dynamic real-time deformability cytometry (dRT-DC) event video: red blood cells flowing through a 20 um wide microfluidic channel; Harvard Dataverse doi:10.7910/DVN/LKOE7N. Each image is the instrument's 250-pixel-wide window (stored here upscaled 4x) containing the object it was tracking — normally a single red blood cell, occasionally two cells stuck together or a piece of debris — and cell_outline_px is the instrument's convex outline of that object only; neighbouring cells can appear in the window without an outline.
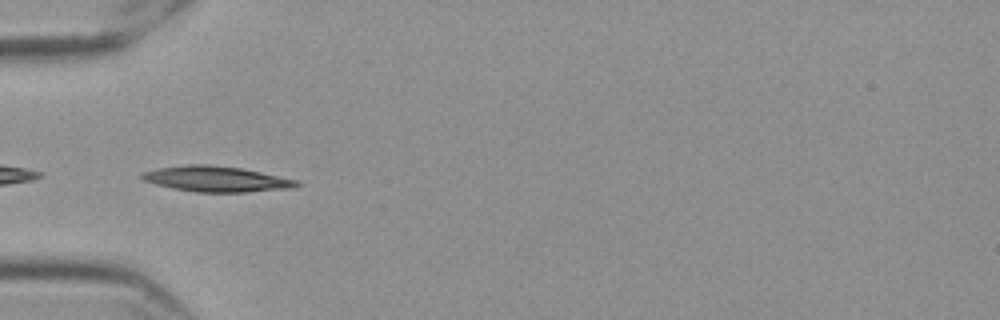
{"species": "Egyptian fruit bat (a non-hibernating species)", "species_latin": "Rousettus aegyptiacus", "temperature_condition": "cold", "stored_images_in_passage": 39, "camera_frame_rate_fps": 3000, "um_per_image_px": 0.085, "frame": {"image": 1, "passage_image": 1, "time_ms": 0.0, "image_size_px": [1000, 320], "cell_outline_px": [[300, 184], [288, 188], [248, 192], [196, 192], [172, 188], [156, 184], [144, 180], [140, 176], [140, 172], [156, 168], [184, 164], [208, 164], [240, 168], [260, 172], [296, 180]], "centroid_in_image_um": [18.29, 15.2], "position_along_channel_um": 66.7, "area_um2": 22.89}}
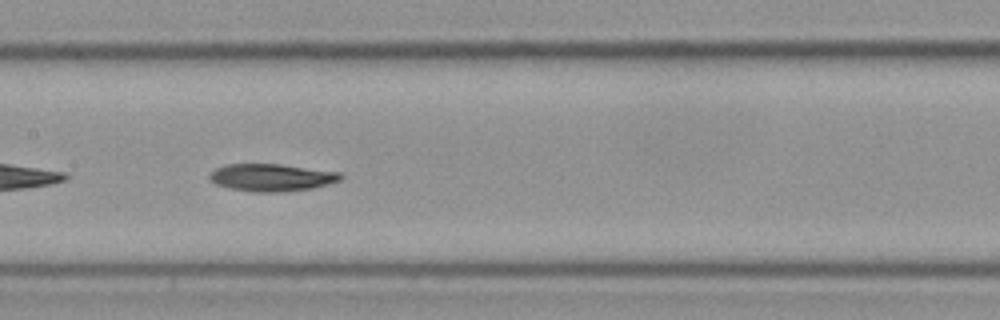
{"frame": {"image": 2, "passage_image": 11, "time_ms": 3.333, "image_size_px": [1000, 320], "cell_outline_px": [[344, 176], [340, 180], [328, 184], [312, 188], [280, 192], [252, 192], [228, 188], [216, 184], [208, 176], [208, 172], [224, 164], [280, 164], [340, 172]], "centroid_in_image_um": [23.06, 15.08], "position_along_channel_um": 184.3, "area_um2": 21.04}}
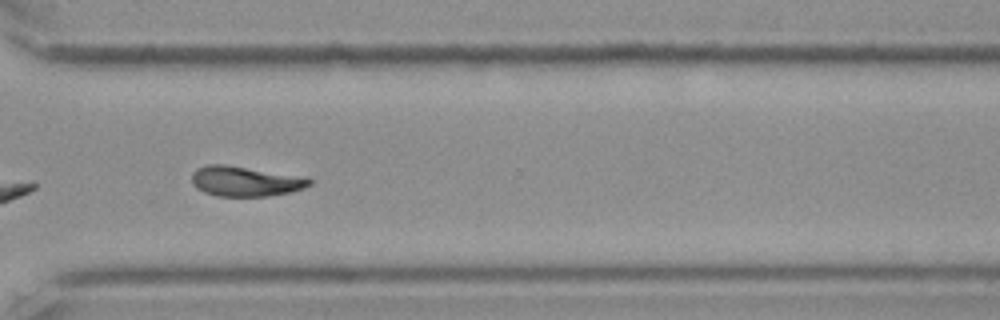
{"frame": {"image": 3, "passage_image": 25, "time_ms": 8.0, "image_size_px": [1000, 320], "cell_outline_px": [[312, 184], [304, 188], [292, 192], [268, 196], [216, 196], [204, 192], [196, 188], [192, 184], [192, 172], [196, 168], [208, 164], [224, 164], [308, 176], [312, 180]], "centroid_in_image_um": [20.89, 15.4], "position_along_channel_um": 349.7, "area_um2": 21.1}}